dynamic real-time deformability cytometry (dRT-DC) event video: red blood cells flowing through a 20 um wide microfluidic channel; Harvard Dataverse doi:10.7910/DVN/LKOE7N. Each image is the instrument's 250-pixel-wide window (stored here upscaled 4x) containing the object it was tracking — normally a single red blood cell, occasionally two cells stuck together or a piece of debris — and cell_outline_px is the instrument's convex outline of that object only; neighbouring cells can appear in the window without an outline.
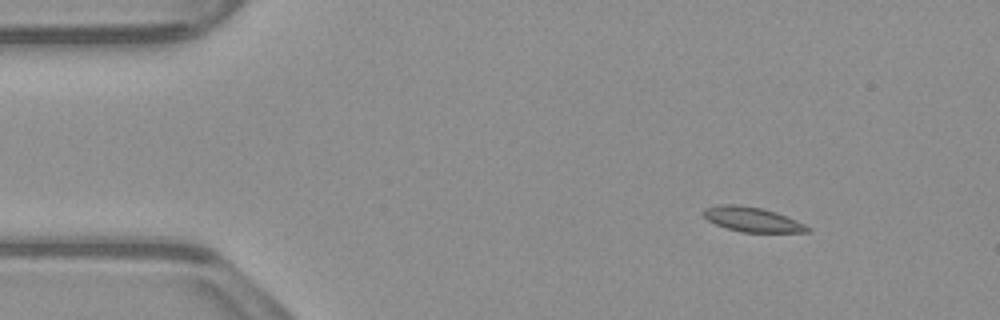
{"species": "common noctule bat (a hibernating species)", "species_latin": "Nyctalus noctula", "temperature_condition": "warm", "stored_images_in_passage": 48, "camera_frame_rate_fps": 3000, "um_per_image_px": 0.085, "animal": {"sex": "male", "body_mass_g": 23.1, "forearm_length_mm": 52.7}, "frame": {"image": 1, "passage_image": 1, "time_ms": 0.0, "image_size_px": [1000, 320], "cell_outline_px": [[812, 232], [740, 232], [716, 224], [708, 220], [700, 212], [704, 208], [716, 204], [736, 204], [760, 208], [776, 212], [796, 220], [812, 228]], "centroid_in_image_um": [63.92, 18.64], "position_along_channel_um": 21.1, "area_um2": 15.03}}
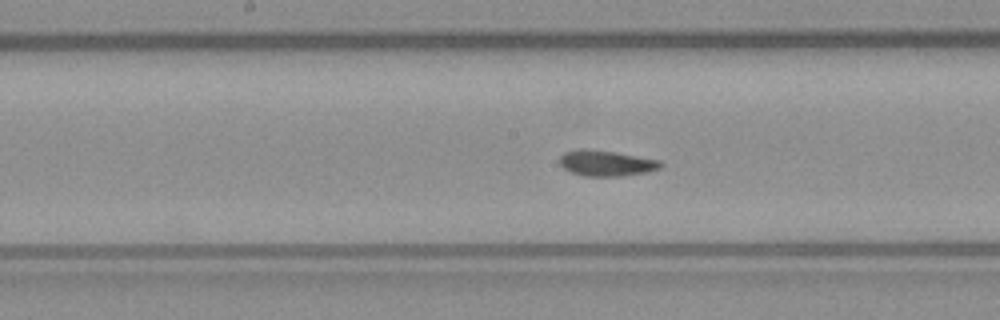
{"frame": {"image": 2, "passage_image": 21, "time_ms": 6.667, "image_size_px": [1000, 320], "cell_outline_px": [[664, 164], [660, 168], [648, 172], [620, 176], [584, 176], [572, 172], [564, 168], [560, 164], [560, 156], [564, 152], [576, 148], [588, 148], [616, 152], [660, 160]], "centroid_in_image_um": [51.53, 13.85], "position_along_channel_um": 196.7, "area_um2": 15.32}}
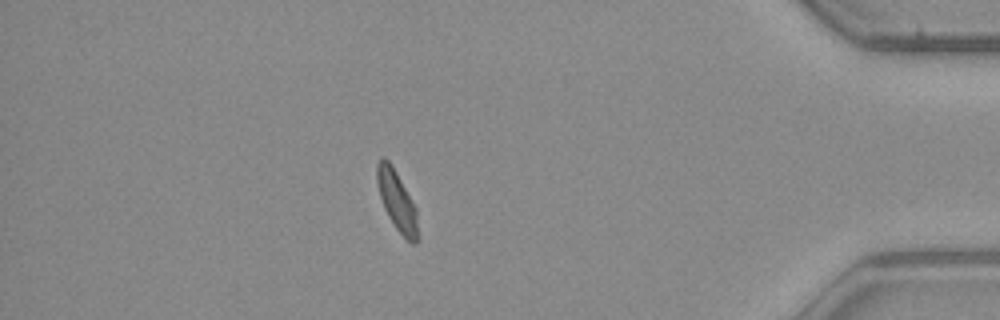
{"frame": {"image": 3, "passage_image": 41, "time_ms": 13.333, "image_size_px": [1000, 320], "cell_outline_px": [[420, 240], [416, 244], [412, 244], [396, 228], [388, 216], [384, 208], [380, 196], [376, 180], [376, 164], [380, 156], [384, 156], [392, 164], [416, 208], [420, 236]], "centroid_in_image_um": [33.75, 17.07], "position_along_channel_um": 401.4, "area_um2": 14.51}, "authors_computed_cell_mechanics": {"area_um2": 14.9124, "velocity_mm_per_s": 3.8011, "shape_relaxation_time_tau1_ms": 3.9625, "shape_relaxation_time_tau2_ms": null, "deformation_change_tau1": 0.0829, "deformation_change_tau2": null}}